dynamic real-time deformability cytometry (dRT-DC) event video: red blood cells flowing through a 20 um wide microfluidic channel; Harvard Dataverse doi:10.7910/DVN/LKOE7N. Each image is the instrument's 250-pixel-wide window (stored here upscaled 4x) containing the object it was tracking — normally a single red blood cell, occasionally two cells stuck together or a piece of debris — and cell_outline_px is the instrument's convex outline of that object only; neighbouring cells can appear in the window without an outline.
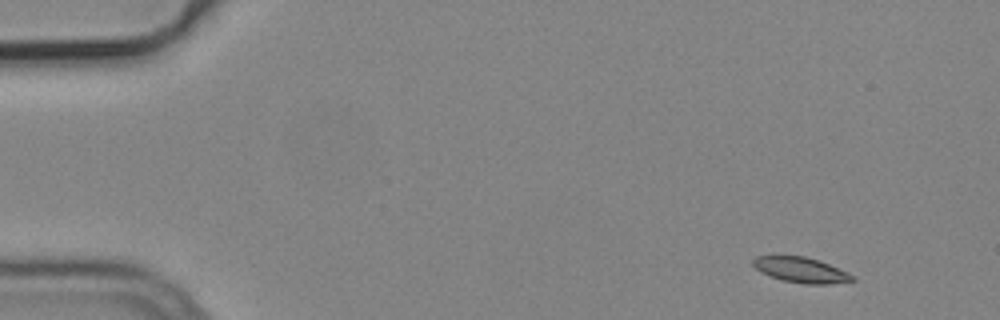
{"species": "common noctule bat (a hibernating species)", "species_latin": "Nyctalus noctula", "temperature_condition": "cold", "stored_images_in_passage": 5, "segment_of_instrument_passage": [1, 2], "camera_frame_rate_fps": 3000, "um_per_image_px": 0.085, "animal": {"sex": "male", "body_mass_g": 19.2, "forearm_length_mm": 51.8}, "frame": {"image": 1, "passage_image": 1, "time_ms": 0.0, "image_size_px": [1000, 320], "cell_outline_px": [[856, 280], [828, 284], [804, 284], [784, 280], [760, 272], [752, 264], [752, 260], [756, 256], [804, 256], [828, 264], [848, 272], [856, 276]], "centroid_in_image_um": [68.1, 22.95], "position_along_channel_um": 16.9, "area_um2": 14.51}}
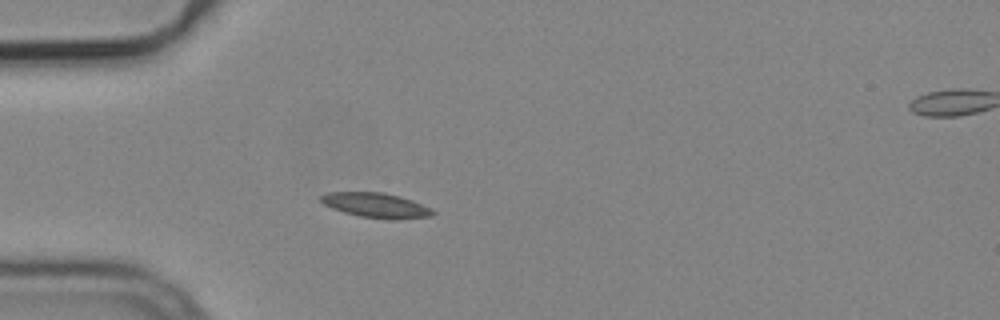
{"frame": {"image": 2, "passage_image": 4, "time_ms": 1.0, "image_size_px": [1000, 320], "cell_outline_px": [[436, 212], [432, 216], [396, 220], [392, 220], [360, 216], [344, 212], [332, 208], [324, 204], [320, 200], [320, 196], [328, 192], [384, 192], [400, 196], [412, 200]], "centroid_in_image_um": [31.96, 17.45], "position_along_channel_um": 53.0, "area_um2": 16.13}}